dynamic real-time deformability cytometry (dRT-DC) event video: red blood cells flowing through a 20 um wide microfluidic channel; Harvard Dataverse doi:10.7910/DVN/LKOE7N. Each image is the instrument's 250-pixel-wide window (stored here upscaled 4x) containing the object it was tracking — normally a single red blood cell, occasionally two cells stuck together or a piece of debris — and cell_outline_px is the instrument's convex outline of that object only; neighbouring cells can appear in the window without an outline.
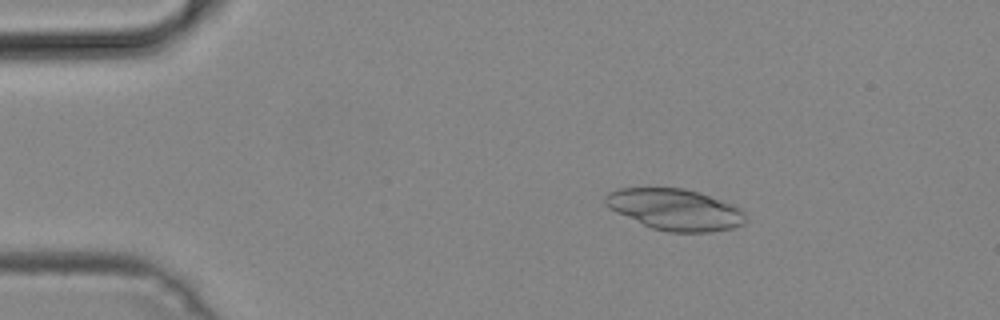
{"species": "common noctule bat (a hibernating species)", "species_latin": "Nyctalus noctula", "temperature_condition": "cold", "stored_images_in_passage": 50, "camera_frame_rate_fps": 3000, "um_per_image_px": 0.085, "animal": {"sex": "male", "body_mass_g": 19.2, "forearm_length_mm": 51.8}, "frame": {"image": 1, "passage_image": 9, "time_ms": 2.667, "image_size_px": [1000, 320], "cell_outline_px": [[748, 220], [744, 224], [732, 228], [712, 232], [668, 232], [652, 228], [616, 212], [608, 208], [604, 204], [604, 196], [608, 192], [616, 188], [684, 188], [700, 192], [732, 204], [740, 208], [744, 212]], "centroid_in_image_um": [57.38, 17.8], "position_along_channel_um": 27.6, "area_um2": 33.99}}